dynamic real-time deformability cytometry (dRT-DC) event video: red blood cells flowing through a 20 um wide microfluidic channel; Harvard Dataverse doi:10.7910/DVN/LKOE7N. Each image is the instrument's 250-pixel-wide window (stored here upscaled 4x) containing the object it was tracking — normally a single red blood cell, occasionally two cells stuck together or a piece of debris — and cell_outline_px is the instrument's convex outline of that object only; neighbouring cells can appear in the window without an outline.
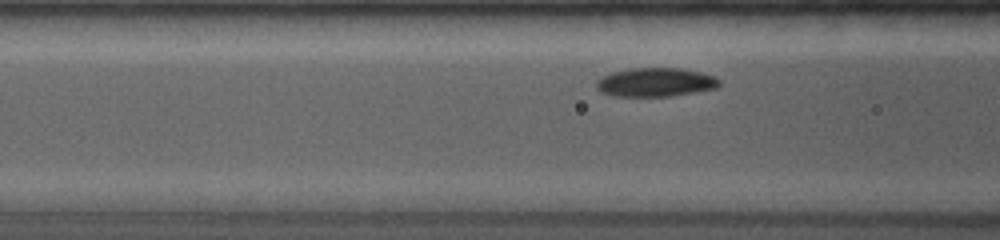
{"species": "common noctule bat (a hibernating species)", "species_latin": "Nyctalus noctula", "temperature_condition": "room temperature", "stored_images_in_passage": 38, "camera_frame_rate_fps": 4000, "um_per_image_px": 0.085, "animal": {"sex": "female", "body_mass_g": 19.0, "forearm_length_mm": 53.3}, "frame": {"image": 1, "passage_image": 5, "time_ms": 1.0, "image_size_px": [1000, 240], "cell_outline_px": [[720, 84], [716, 88], [672, 96], [612, 96], [600, 92], [596, 88], [596, 80], [612, 72], [632, 68], [680, 68], [700, 72], [716, 76], [720, 80]], "centroid_in_image_um": [55.71, 6.99], "position_along_channel_um": 110.9, "area_um2": 20.69}}
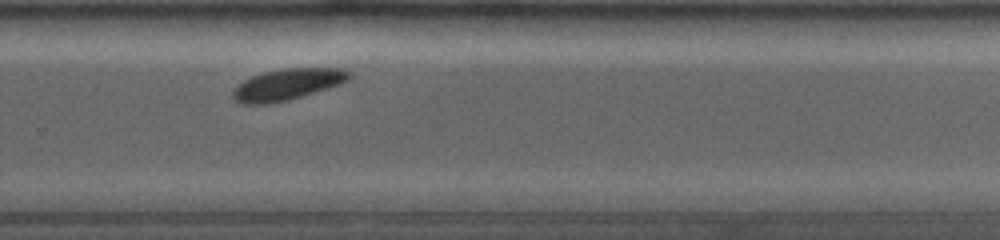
{"frame": {"image": 2, "passage_image": 25, "time_ms": 6.0, "image_size_px": [1000, 240], "cell_outline_px": [[352, 76], [348, 80], [340, 84], [288, 100], [268, 104], [240, 104], [232, 96], [232, 92], [244, 80], [252, 76], [264, 72], [284, 68], [340, 68], [352, 72]], "centroid_in_image_um": [24.44, 7.17], "position_along_channel_um": 305.4, "area_um2": 21.04}}
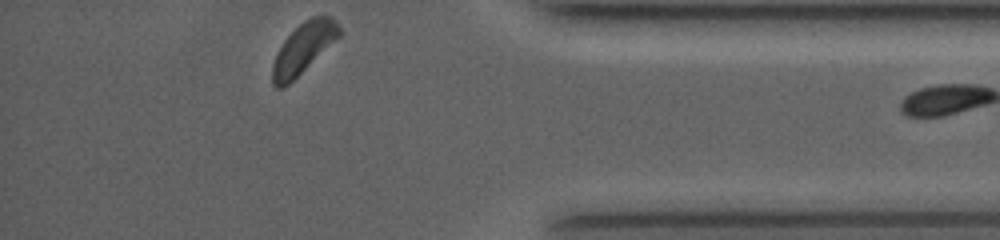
{"frame": {"image": 3, "passage_image": 37, "time_ms": 9.0, "image_size_px": [1000, 240], "cell_outline_px": [[344, 32], [340, 36], [284, 88], [276, 88], [272, 84], [272, 64], [284, 40], [304, 20], [312, 16], [332, 16]], "centroid_in_image_um": [25.81, 4.08], "position_along_channel_um": 409.4, "area_um2": 19.36}}